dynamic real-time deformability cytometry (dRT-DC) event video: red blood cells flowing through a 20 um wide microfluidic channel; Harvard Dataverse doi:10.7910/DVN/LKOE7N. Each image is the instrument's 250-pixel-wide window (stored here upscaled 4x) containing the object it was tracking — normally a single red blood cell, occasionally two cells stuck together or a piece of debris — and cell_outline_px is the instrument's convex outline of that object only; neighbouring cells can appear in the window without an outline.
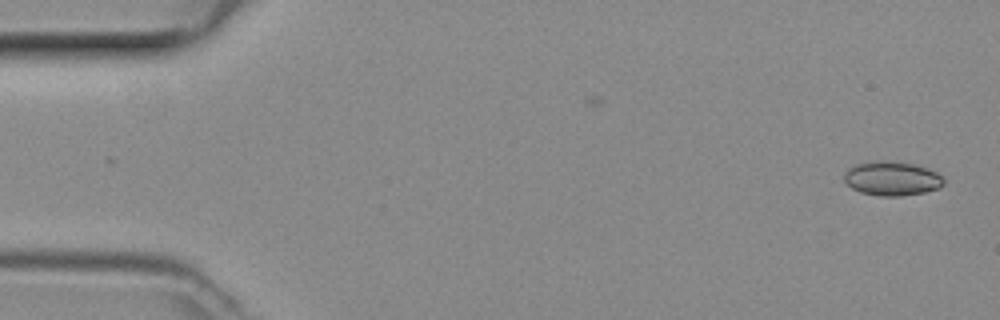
{"species": "common noctule bat (a hibernating species)", "species_latin": "Nyctalus noctula", "temperature_condition": "room temperature", "stored_images_in_passage": 7, "camera_frame_rate_fps": 3000, "um_per_image_px": 0.085, "animal": {"sex": "female", "body_mass_g": 29.2, "forearm_length_mm": 56.3}, "frame": {"image": 1, "passage_image": 2, "time_ms": 0.333, "image_size_px": [1000, 320], "cell_outline_px": [[944, 184], [940, 188], [924, 192], [900, 196], [880, 196], [860, 192], [852, 188], [844, 180], [844, 172], [852, 164], [880, 160], [888, 160], [912, 164], [928, 168], [936, 172], [944, 180]], "centroid_in_image_um": [75.79, 15.16], "position_along_channel_um": 9.2, "area_um2": 19.94}}